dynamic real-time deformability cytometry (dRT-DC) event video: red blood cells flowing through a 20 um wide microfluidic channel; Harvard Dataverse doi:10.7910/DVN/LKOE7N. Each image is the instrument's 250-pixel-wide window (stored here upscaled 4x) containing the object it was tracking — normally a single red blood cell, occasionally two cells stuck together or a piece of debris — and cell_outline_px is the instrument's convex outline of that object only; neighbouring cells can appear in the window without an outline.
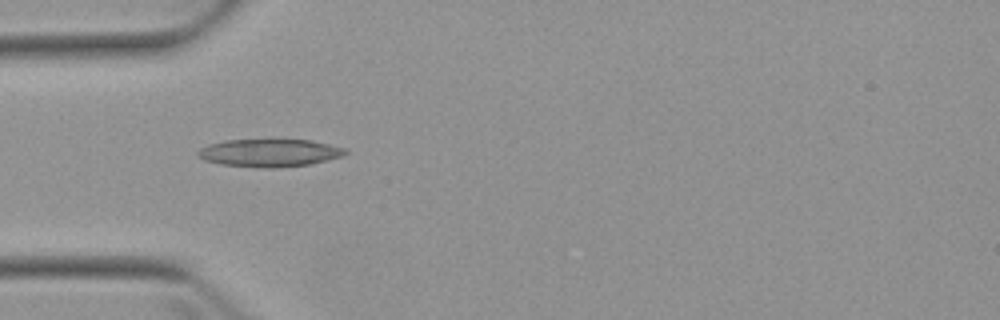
{"species": "Egyptian fruit bat (a non-hibernating species)", "species_latin": "Rousettus aegyptiacus", "temperature_condition": "warm", "stored_images_in_passage": 2, "camera_frame_rate_fps": 3000, "um_per_image_px": 0.085, "animal": {"sex": "female"}, "frame": {"image": 1, "passage_image": 1, "time_ms": 0.0, "image_size_px": [1000, 320], "cell_outline_px": [[348, 152], [344, 156], [328, 160], [308, 164], [276, 168], [264, 168], [220, 164], [204, 160], [196, 152], [200, 148], [208, 144], [224, 140], [312, 140], [344, 148]], "centroid_in_image_um": [22.9, 12.99], "position_along_channel_um": 62.1, "area_um2": 23.76}}
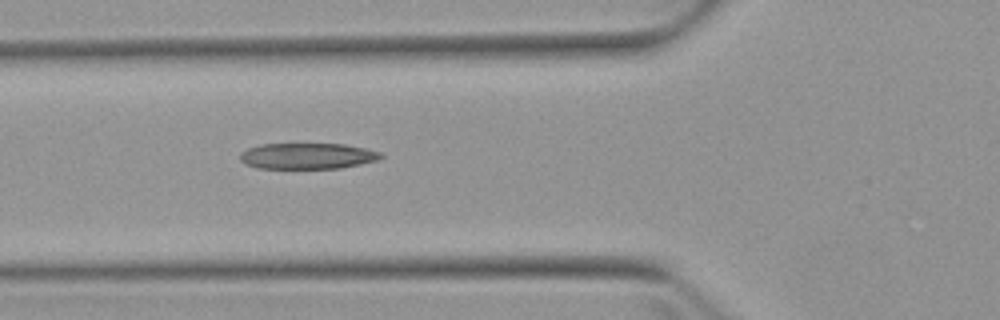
{"frame": {"image": 2, "passage_image": 2, "time_ms": 1.0, "image_size_px": [1000, 320], "cell_outline_px": [[384, 156], [376, 160], [360, 164], [340, 168], [256, 168], [244, 164], [240, 160], [240, 152], [248, 148], [260, 144], [344, 144], [364, 148], [380, 152]], "centroid_in_image_um": [26.08, 13.26], "position_along_channel_um": 99.7, "area_um2": 21.27}}